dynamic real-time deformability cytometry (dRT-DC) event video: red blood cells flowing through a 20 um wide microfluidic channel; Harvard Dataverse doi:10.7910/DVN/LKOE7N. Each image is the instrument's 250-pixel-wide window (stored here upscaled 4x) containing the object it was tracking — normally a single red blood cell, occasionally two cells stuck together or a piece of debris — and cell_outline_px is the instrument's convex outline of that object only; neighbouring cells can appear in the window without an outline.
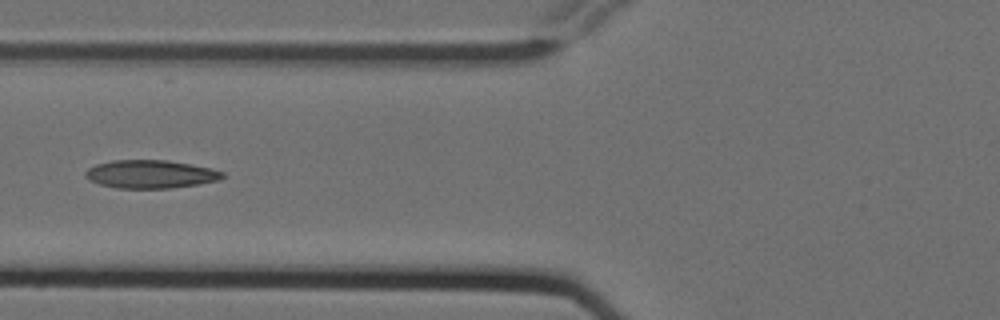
{"species": "Egyptian fruit bat (a non-hibernating species)", "species_latin": "Rousettus aegyptiacus", "temperature_condition": "cold", "stored_images_in_passage": 11, "camera_frame_rate_fps": 3000, "um_per_image_px": 0.085, "animal": {"sex": "female"}, "frame": {"image": 1, "passage_image": 7, "time_ms": 2.0, "image_size_px": [1000, 320], "cell_outline_px": [[224, 176], [220, 180], [172, 188], [116, 188], [100, 184], [88, 180], [84, 176], [84, 172], [88, 168], [96, 164], [112, 160], [168, 160], [208, 168], [224, 172]], "centroid_in_image_um": [12.74, 14.8], "position_along_channel_um": 113.1, "area_um2": 22.43}}
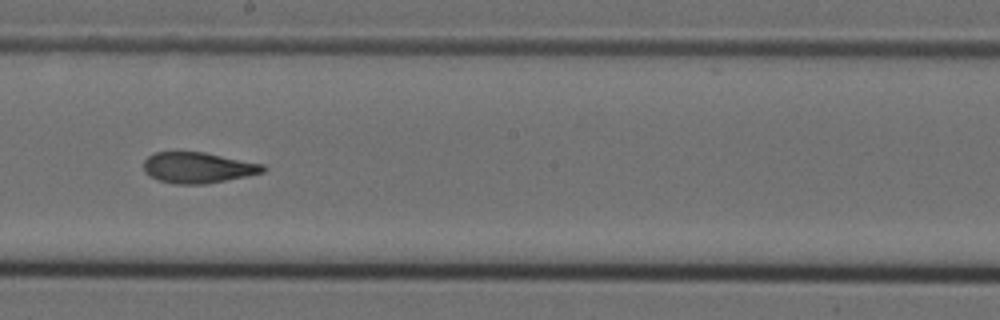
{"frame": {"image": 2, "passage_image": 10, "time_ms": 3.0, "image_size_px": [1000, 320], "cell_outline_px": [[268, 168], [264, 172], [204, 184], [176, 184], [156, 180], [144, 172], [144, 160], [148, 156], [156, 152], [204, 152], [264, 164]], "centroid_in_image_um": [16.8, 14.25], "position_along_channel_um": 231.4, "area_um2": 21.39}}
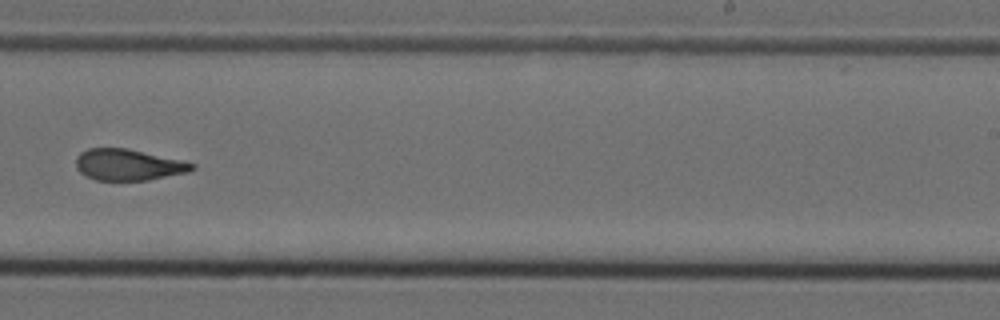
{"frame": {"image": 3, "passage_image": 11, "time_ms": 3.333, "image_size_px": [1000, 320], "cell_outline_px": [[196, 168], [188, 172], [148, 180], [96, 180], [80, 172], [76, 168], [76, 156], [80, 152], [88, 148], [128, 148], [184, 160], [196, 164]], "centroid_in_image_um": [10.93, 13.99], "position_along_channel_um": 278.1, "area_um2": 21.33}}